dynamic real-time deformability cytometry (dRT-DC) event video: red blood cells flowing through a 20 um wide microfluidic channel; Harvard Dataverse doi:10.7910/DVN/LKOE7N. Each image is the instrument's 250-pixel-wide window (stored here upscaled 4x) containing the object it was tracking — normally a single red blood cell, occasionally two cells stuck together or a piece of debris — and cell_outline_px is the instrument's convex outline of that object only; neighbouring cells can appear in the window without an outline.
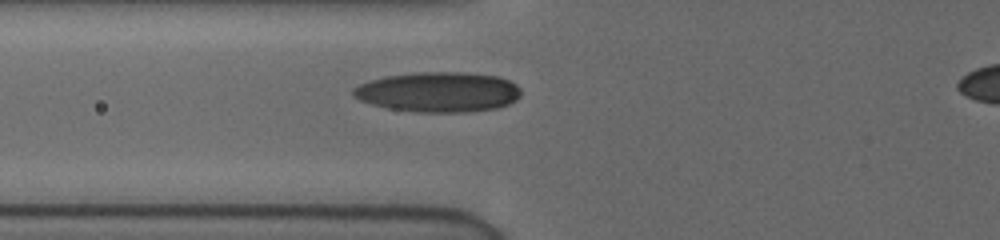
{"species": "human", "species_latin": "Homo sapiens", "temperature_condition": "cold", "stored_images_in_passage": 11, "camera_frame_rate_fps": 3000, "um_per_image_px": 0.085, "donor": {"sex": "female"}, "frame": {"image": 1, "passage_image": 7, "time_ms": 2.0, "image_size_px": [1000, 240], "cell_outline_px": [[520, 96], [516, 100], [508, 104], [496, 108], [464, 112], [416, 112], [388, 108], [372, 104], [360, 100], [352, 96], [352, 88], [360, 84], [384, 76], [416, 72], [464, 72], [496, 76], [508, 80], [516, 84], [520, 88]], "centroid_in_image_um": [37.25, 7.82], "position_along_channel_um": 88.6, "area_um2": 39.19}}
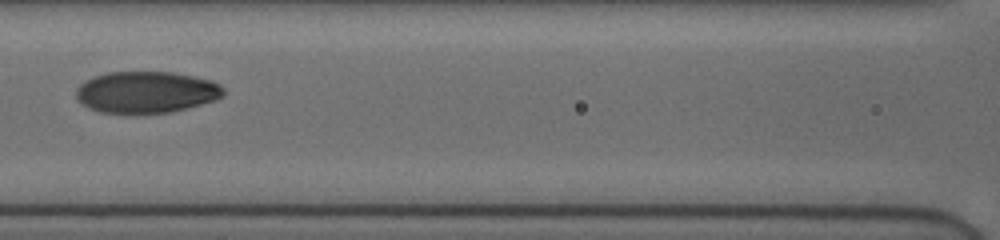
{"frame": {"image": 2, "passage_image": 10, "time_ms": 3.0, "image_size_px": [1000, 240], "cell_outline_px": [[224, 96], [216, 100], [172, 112], [136, 116], [100, 112], [88, 108], [76, 96], [76, 88], [84, 80], [108, 72], [172, 72], [212, 80], [220, 84], [224, 88]], "centroid_in_image_um": [12.44, 7.87], "position_along_channel_um": 154.2, "area_um2": 36.53}}